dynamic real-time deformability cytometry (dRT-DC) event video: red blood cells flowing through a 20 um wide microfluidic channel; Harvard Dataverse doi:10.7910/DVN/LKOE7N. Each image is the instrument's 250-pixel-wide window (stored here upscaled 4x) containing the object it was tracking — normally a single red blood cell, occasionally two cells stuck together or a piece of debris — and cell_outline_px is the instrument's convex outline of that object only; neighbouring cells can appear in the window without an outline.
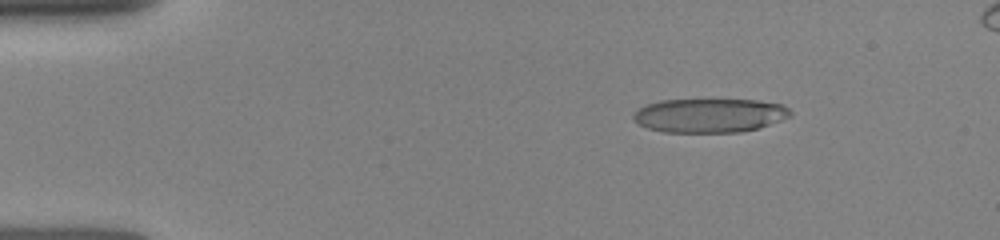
{"species": "human", "species_latin": "Homo sapiens", "temperature_condition": "room temperature", "stored_images_in_passage": 18, "camera_frame_rate_fps": 3000, "um_per_image_px": 0.085, "donor": {"sex": "female"}, "frame": {"image": 1, "passage_image": 1, "time_ms": 0.0, "image_size_px": [1000, 240], "cell_outline_px": [[792, 116], [756, 128], [740, 132], [664, 132], [648, 128], [636, 124], [632, 116], [636, 108], [660, 100], [756, 100], [780, 104], [788, 108], [792, 112]], "centroid_in_image_um": [60.26, 9.81], "position_along_channel_um": 24.7, "area_um2": 31.04}}
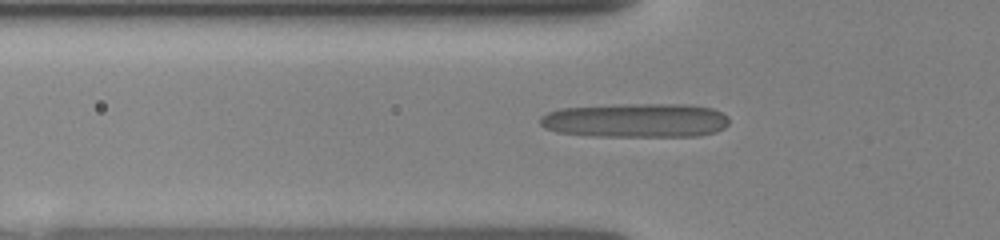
{"frame": {"image": 2, "passage_image": 17, "time_ms": 3.0, "image_size_px": [1000, 240], "cell_outline_px": [[728, 124], [724, 128], [716, 132], [696, 136], [596, 136], [556, 132], [544, 128], [540, 124], [540, 116], [548, 112], [560, 108], [620, 104], [688, 104], [712, 108], [728, 116]], "centroid_in_image_um": [54.04, 10.23], "position_along_channel_um": 71.8, "area_um2": 37.92}}